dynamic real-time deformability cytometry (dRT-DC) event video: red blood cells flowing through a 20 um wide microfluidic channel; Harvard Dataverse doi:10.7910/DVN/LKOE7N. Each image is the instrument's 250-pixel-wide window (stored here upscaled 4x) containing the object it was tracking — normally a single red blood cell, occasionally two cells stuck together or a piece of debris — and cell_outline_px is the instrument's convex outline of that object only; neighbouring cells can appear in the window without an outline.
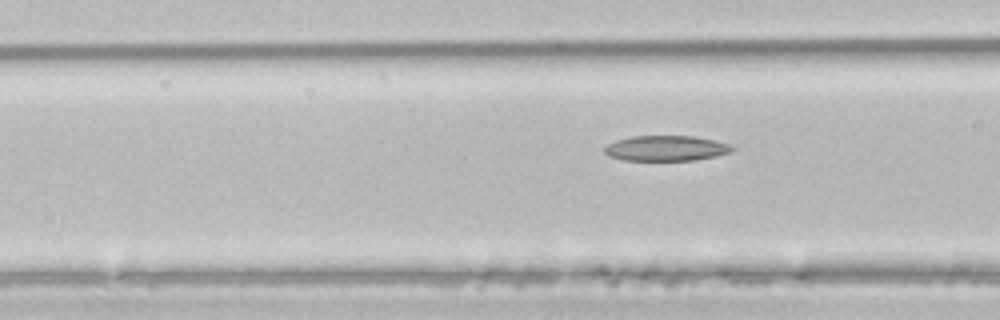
{"species": "common noctule bat (a hibernating species)", "species_latin": "Nyctalus noctula", "temperature_condition": "room temperature", "stored_images_in_passage": 4, "camera_frame_rate_fps": 3000, "um_per_image_px": 0.085, "animal": {"sex": "male", "body_mass_g": 21.5, "forearm_length_mm": 52.0}, "frame": {"image": 1, "passage_image": 4, "time_ms": 1.0, "image_size_px": [1000, 320], "cell_outline_px": [[736, 148], [732, 152], [716, 156], [696, 160], [624, 160], [608, 156], [604, 152], [604, 148], [608, 144], [616, 140], [632, 136], [696, 136], [716, 140], [728, 144]], "centroid_in_image_um": [56.64, 12.6], "position_along_channel_um": 110.0, "area_um2": 18.96}}